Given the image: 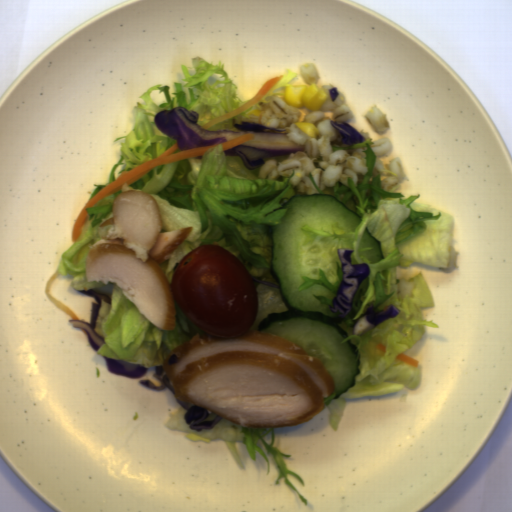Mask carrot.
<instances>
[{"instance_id":"obj_2","label":"carrot","mask_w":512,"mask_h":512,"mask_svg":"<svg viewBox=\"0 0 512 512\" xmlns=\"http://www.w3.org/2000/svg\"><path fill=\"white\" fill-rule=\"evenodd\" d=\"M284 74H281L280 76H273L269 79H267L265 81V83L259 88V90L248 100L246 101L244 104H242L241 106H239L238 108L224 114V115H221L219 117H216L214 118L213 120H211L210 122H208L207 124H205L204 126H200L201 128H203L204 130L209 128V127H212L222 121H225L245 110H247L248 108L254 106L255 104H257L258 102H260L261 100L264 99V97L267 95V93L277 84L279 83L282 78H283Z\"/></svg>"},{"instance_id":"obj_5","label":"carrot","mask_w":512,"mask_h":512,"mask_svg":"<svg viewBox=\"0 0 512 512\" xmlns=\"http://www.w3.org/2000/svg\"><path fill=\"white\" fill-rule=\"evenodd\" d=\"M375 348H377L380 351H384V352H385V349H386V347L383 346L381 343L380 344H376Z\"/></svg>"},{"instance_id":"obj_4","label":"carrot","mask_w":512,"mask_h":512,"mask_svg":"<svg viewBox=\"0 0 512 512\" xmlns=\"http://www.w3.org/2000/svg\"><path fill=\"white\" fill-rule=\"evenodd\" d=\"M395 360L403 361L413 367H419L420 360L413 359L409 357L408 355L404 354H397Z\"/></svg>"},{"instance_id":"obj_3","label":"carrot","mask_w":512,"mask_h":512,"mask_svg":"<svg viewBox=\"0 0 512 512\" xmlns=\"http://www.w3.org/2000/svg\"><path fill=\"white\" fill-rule=\"evenodd\" d=\"M59 274L60 273L56 269V271L52 274V276L46 281L45 286H44L46 296H47L49 302L52 303L55 307H57L59 310L68 314L73 320H79L78 317L75 315V313L70 308H68L64 303H62L61 301H59L58 299H56L49 293L52 283L54 282V280L57 278V276Z\"/></svg>"},{"instance_id":"obj_1","label":"carrot","mask_w":512,"mask_h":512,"mask_svg":"<svg viewBox=\"0 0 512 512\" xmlns=\"http://www.w3.org/2000/svg\"><path fill=\"white\" fill-rule=\"evenodd\" d=\"M255 137L254 132L253 133H244L240 136H237L229 141H226L224 143H218V144H212V145H206L202 147H197L193 149H187V150H180L178 146V142L171 146L169 149H167L165 152L160 154L157 157H154L150 160H147L138 166L123 172L116 180L109 183L102 189H100L96 195L89 200L82 208L80 213L78 214L73 226H72V233H71V239L72 243L79 241L80 234L82 227L88 218V213L86 209L93 208L95 205H97L100 201H102L104 198L108 197L109 195L117 192L118 190L122 189L123 184L127 183L129 186L133 183L140 180L142 177H144L149 171H151L153 168L160 164L170 163L174 161L189 159V158H195L203 156L205 153H207L209 150L218 147L221 145L222 150H227L233 147H237L241 145L242 143L250 140L251 138Z\"/></svg>"}]
</instances>
